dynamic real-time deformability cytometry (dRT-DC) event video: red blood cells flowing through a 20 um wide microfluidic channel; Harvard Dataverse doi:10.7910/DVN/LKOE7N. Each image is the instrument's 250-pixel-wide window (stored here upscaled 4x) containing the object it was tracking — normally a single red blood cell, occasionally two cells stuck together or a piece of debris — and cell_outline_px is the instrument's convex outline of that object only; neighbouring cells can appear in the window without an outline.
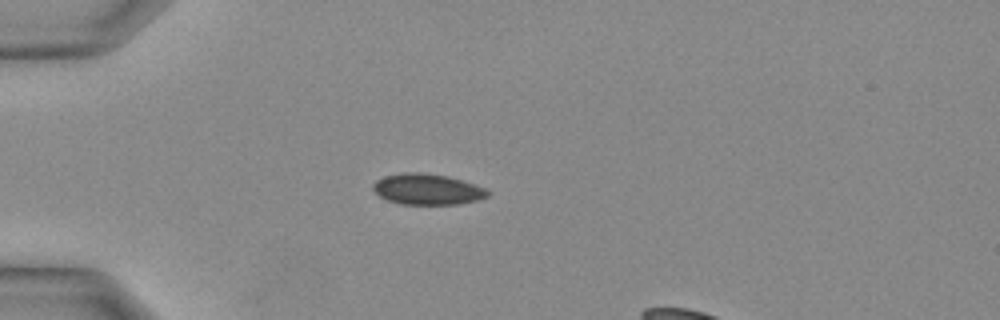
{"species": "Egyptian fruit bat (a non-hibernating species)", "species_latin": "Rousettus aegyptiacus", "temperature_condition": "warm", "stored_images_in_passage": 27, "camera_frame_rate_fps": 3000, "um_per_image_px": 0.085, "animal": {"sex": "female"}, "frame": {"image": 1, "passage_image": 5, "time_ms": 1.333, "image_size_px": [1000, 320], "cell_outline_px": [[488, 196], [476, 200], [456, 204], [400, 204], [388, 200], [380, 196], [372, 188], [372, 184], [376, 180], [384, 176], [404, 172], [420, 172], [448, 176], [484, 188], [488, 192]], "centroid_in_image_um": [36.26, 16.08], "position_along_channel_um": 48.7, "area_um2": 20.35}}
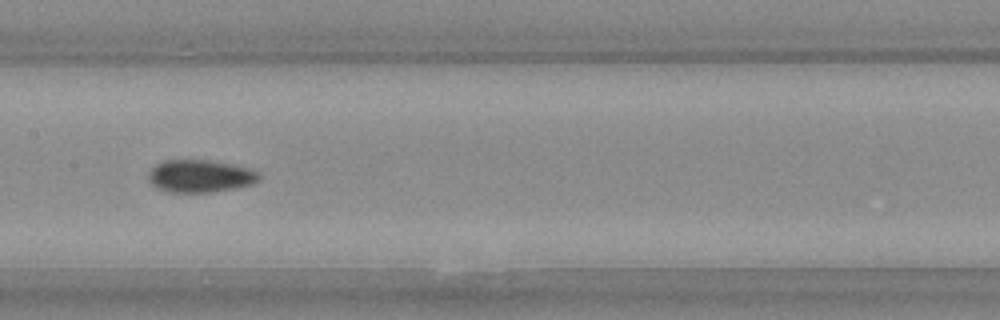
{"frame": {"image": 2, "passage_image": 13, "time_ms": 4.0, "image_size_px": [1000, 320], "cell_outline_px": [[260, 176], [252, 184], [236, 188], [208, 192], [172, 192], [156, 188], [148, 180], [148, 172], [156, 164], [164, 160], [208, 160], [232, 164], [248, 168], [260, 172]], "centroid_in_image_um": [16.99, 14.96], "position_along_channel_um": 190.4, "area_um2": 20.92}}
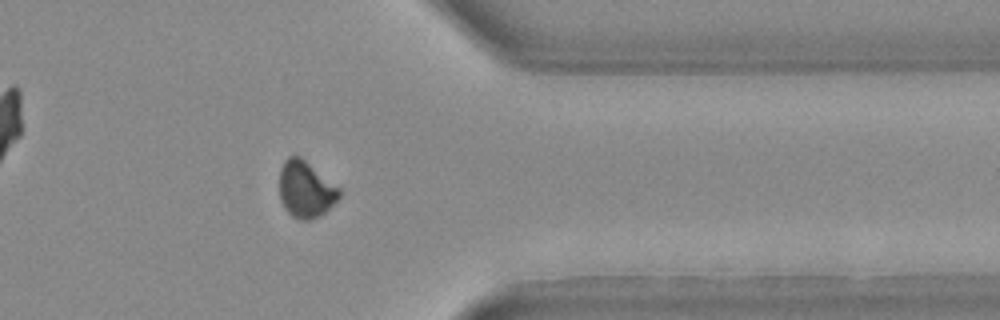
{"frame": {"image": 3, "passage_image": 23, "time_ms": 7.333, "image_size_px": [1000, 320], "cell_outline_px": [[340, 196], [324, 212], [308, 220], [300, 220], [292, 216], [284, 208], [280, 200], [280, 168], [284, 160], [288, 156], [300, 156], [340, 188]], "centroid_in_image_um": [25.95, 16.08], "position_along_channel_um": 385.4, "area_um2": 19.48}}